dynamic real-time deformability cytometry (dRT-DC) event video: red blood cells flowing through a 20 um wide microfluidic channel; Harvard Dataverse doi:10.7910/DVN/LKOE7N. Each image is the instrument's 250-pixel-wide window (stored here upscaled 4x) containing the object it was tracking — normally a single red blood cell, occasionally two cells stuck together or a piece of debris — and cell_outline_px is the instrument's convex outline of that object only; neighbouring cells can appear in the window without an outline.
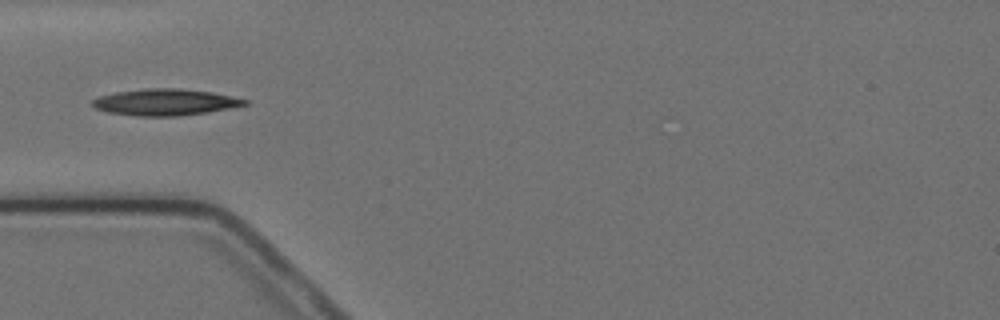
{"species": "Egyptian fruit bat (a non-hibernating species)", "species_latin": "Rousettus aegyptiacus", "temperature_condition": "cold", "stored_images_in_passage": 10, "camera_frame_rate_fps": 3000, "um_per_image_px": 0.085, "animal": {"sex": "female"}, "frame": {"image": 1, "passage_image": 4, "time_ms": 3.667, "image_size_px": [1000, 320], "cell_outline_px": [[248, 104], [208, 112], [180, 116], [136, 116], [108, 112], [96, 108], [88, 104], [92, 100], [100, 96], [116, 92], [148, 88], [180, 88], [212, 92], [248, 100]], "centroid_in_image_um": [14.01, 8.68], "position_along_channel_um": 71.0, "area_um2": 23.47}}
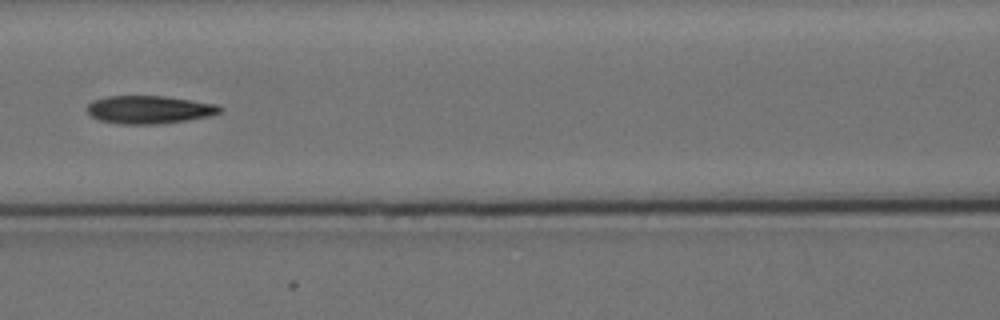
{"frame": {"image": 2, "passage_image": 6, "time_ms": 6.0, "image_size_px": [1000, 320], "cell_outline_px": [[224, 112], [212, 116], [188, 120], [156, 124], [120, 124], [100, 120], [92, 116], [88, 112], [88, 104], [92, 100], [108, 96], [164, 96], [220, 104], [224, 108]], "centroid_in_image_um": [12.78, 9.31], "position_along_channel_um": 153.8, "area_um2": 21.91}}
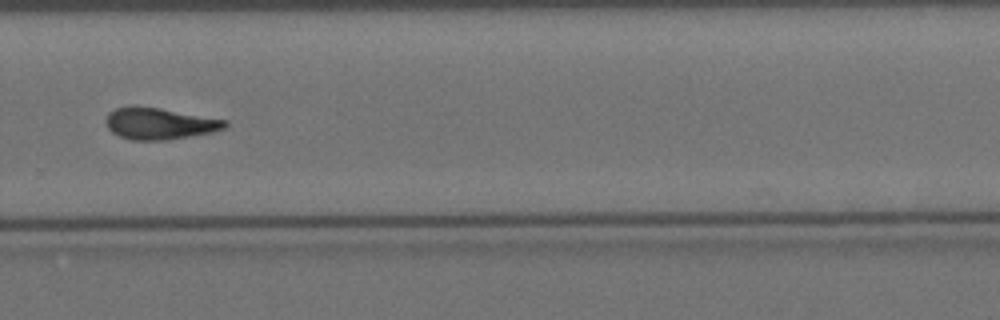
{"frame": {"image": 3, "passage_image": 10, "time_ms": 10.667, "image_size_px": [1000, 320], "cell_outline_px": [[228, 124], [224, 128], [212, 132], [188, 136], [160, 140], [132, 140], [120, 136], [112, 132], [108, 128], [108, 112], [116, 108], [132, 104], [160, 108], [228, 120]], "centroid_in_image_um": [13.55, 10.48], "position_along_channel_um": 316.3, "area_um2": 21.79}}